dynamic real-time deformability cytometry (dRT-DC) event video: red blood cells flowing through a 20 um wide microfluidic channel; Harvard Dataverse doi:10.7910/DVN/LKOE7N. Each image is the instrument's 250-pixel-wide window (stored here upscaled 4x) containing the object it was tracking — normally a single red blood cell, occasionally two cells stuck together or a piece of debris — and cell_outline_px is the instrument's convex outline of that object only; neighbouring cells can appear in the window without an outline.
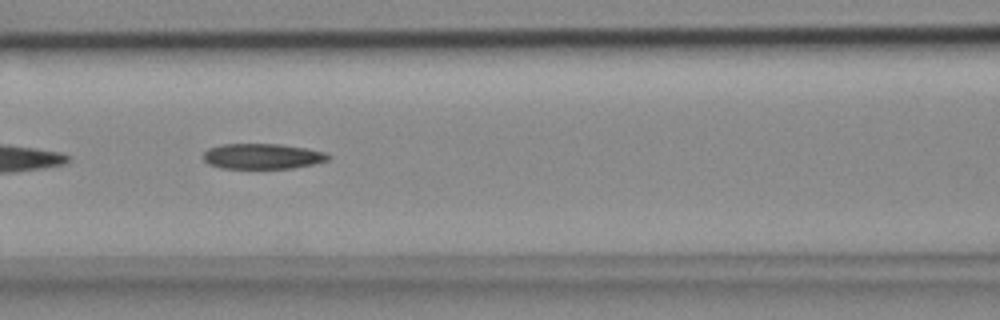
{"species": "common noctule bat (a hibernating species)", "species_latin": "Nyctalus noctula", "temperature_condition": "cold", "stored_images_in_passage": 10, "camera_frame_rate_fps": 3000, "um_per_image_px": 0.085, "animal": {"sex": "female", "body_mass_g": 18.4}, "frame": {"image": 1, "passage_image": 6, "time_ms": 1.667, "image_size_px": [1000, 320], "cell_outline_px": [[332, 156], [328, 160], [312, 164], [292, 168], [220, 168], [208, 164], [204, 160], [204, 152], [208, 148], [224, 144], [276, 144], [304, 148], [324, 152]], "centroid_in_image_um": [22.28, 13.29], "position_along_channel_um": 144.3, "area_um2": 18.32}}
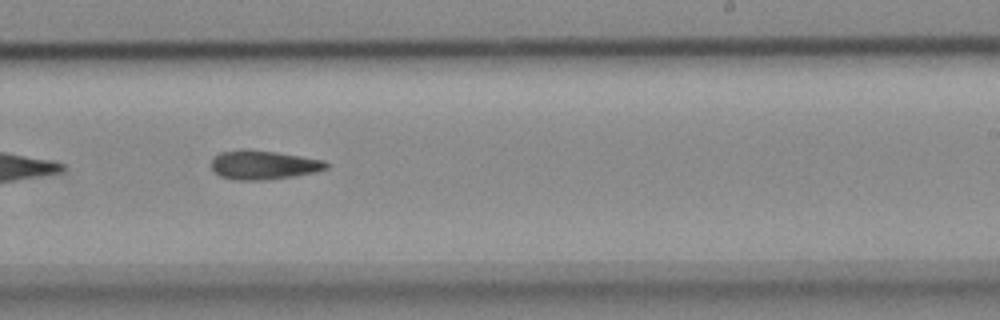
{"frame": {"image": 2, "passage_image": 9, "time_ms": 2.667, "image_size_px": [1000, 320], "cell_outline_px": [[328, 168], [316, 172], [292, 176], [264, 180], [232, 180], [220, 176], [212, 168], [212, 156], [220, 152], [244, 148], [276, 152], [324, 160], [328, 164]], "centroid_in_image_um": [22.36, 14.01], "position_along_channel_um": 266.6, "area_um2": 19.54}}
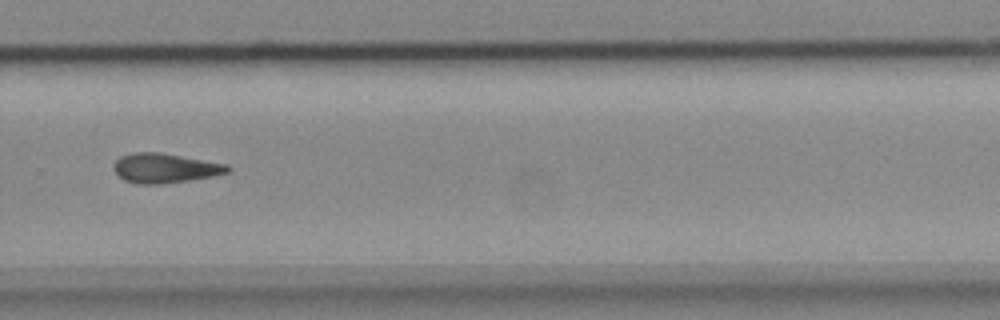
{"frame": {"image": 3, "passage_image": 10, "time_ms": 3.0, "image_size_px": [1000, 320], "cell_outline_px": [[232, 168], [228, 172], [212, 176], [188, 180], [160, 184], [136, 184], [124, 180], [112, 168], [116, 160], [120, 156], [132, 152], [160, 152], [228, 164]], "centroid_in_image_um": [14.01, 14.28], "position_along_channel_um": 315.8, "area_um2": 19.65}}